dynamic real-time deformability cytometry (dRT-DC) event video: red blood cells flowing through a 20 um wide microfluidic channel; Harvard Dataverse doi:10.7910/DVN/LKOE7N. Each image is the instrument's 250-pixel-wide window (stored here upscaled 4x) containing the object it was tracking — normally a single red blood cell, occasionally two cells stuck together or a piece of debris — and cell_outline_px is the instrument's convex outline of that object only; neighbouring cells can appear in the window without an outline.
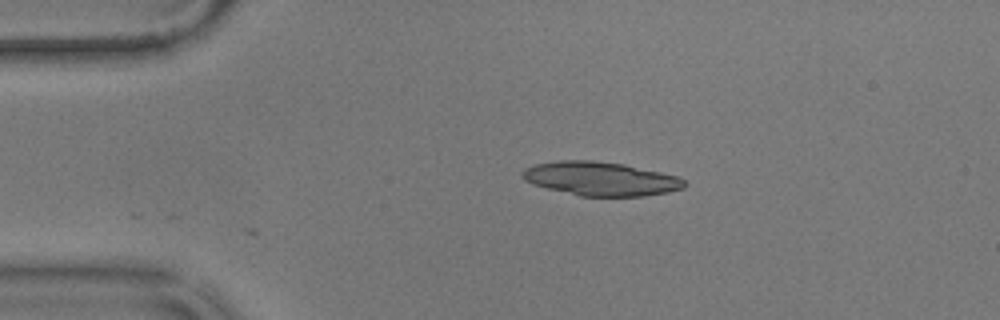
{"species": "common noctule bat (a hibernating species)", "species_latin": "Nyctalus noctula", "temperature_condition": "warm", "stored_images_in_passage": 2, "camera_frame_rate_fps": 3000, "um_per_image_px": 0.085, "animal": {"sex": "male", "body_mass_g": 17.9}, "frame": {"image": 1, "passage_image": 2, "time_ms": 0.333, "image_size_px": [1000, 320], "cell_outline_px": [[688, 184], [684, 188], [668, 192], [644, 196], [580, 196], [532, 184], [524, 180], [520, 176], [524, 168], [536, 164], [556, 160], [592, 160], [624, 164], [680, 176]], "centroid_in_image_um": [51.07, 15.19], "position_along_channel_um": 33.9, "area_um2": 32.14}}